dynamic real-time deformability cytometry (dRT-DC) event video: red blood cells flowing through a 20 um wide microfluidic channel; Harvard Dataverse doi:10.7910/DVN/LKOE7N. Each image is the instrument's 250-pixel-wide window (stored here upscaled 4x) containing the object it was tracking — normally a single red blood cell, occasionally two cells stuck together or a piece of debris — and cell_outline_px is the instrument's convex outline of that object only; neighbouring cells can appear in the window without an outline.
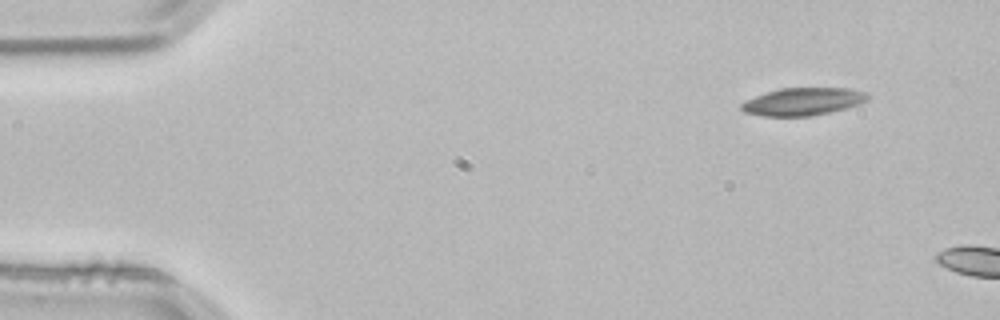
{"species": "common noctule bat (a hibernating species)", "species_latin": "Nyctalus noctula", "temperature_condition": "room temperature", "stored_images_in_passage": 2, "camera_frame_rate_fps": 3000, "um_per_image_px": 0.085, "animal": {"sex": "male", "body_mass_g": 21.5, "forearm_length_mm": 52.0}, "frame": {"image": 1, "passage_image": 1, "time_ms": 0.0, "image_size_px": [1000, 320], "cell_outline_px": [[872, 96], [868, 100], [860, 104], [848, 108], [812, 116], [764, 116], [744, 112], [740, 108], [740, 104], [744, 100], [780, 88], [848, 88], [868, 92]], "centroid_in_image_um": [68.3, 8.63], "position_along_channel_um": 16.7, "area_um2": 20.58}}